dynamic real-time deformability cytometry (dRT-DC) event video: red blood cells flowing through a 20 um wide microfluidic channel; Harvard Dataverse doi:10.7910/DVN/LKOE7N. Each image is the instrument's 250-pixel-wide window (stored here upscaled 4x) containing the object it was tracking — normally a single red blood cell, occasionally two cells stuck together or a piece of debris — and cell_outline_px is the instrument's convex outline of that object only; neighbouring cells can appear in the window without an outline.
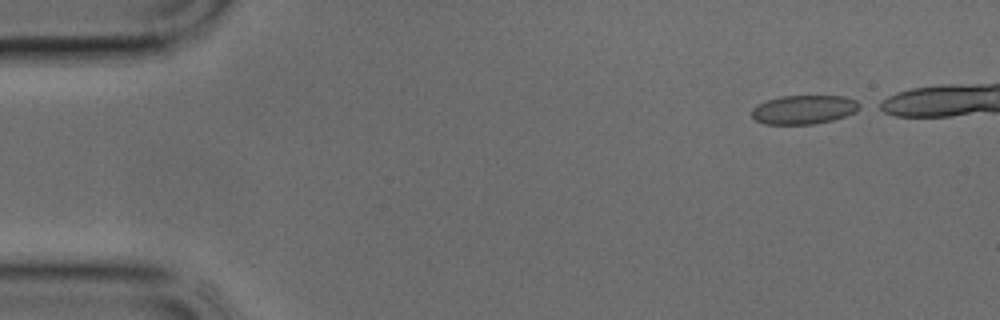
{"species": "common noctule bat (a hibernating species)", "species_latin": "Nyctalus noctula", "temperature_condition": "cold", "stored_images_in_passage": 19, "camera_frame_rate_fps": 3000, "um_per_image_px": 0.085, "animal": {"sex": "male", "body_mass_g": 17.9, "forearm_length_mm": 54.2}, "frame": {"image": 1, "passage_image": 1, "time_ms": 0.0, "image_size_px": [1000, 320], "cell_outline_px": [[864, 108], [856, 112], [832, 120], [812, 124], [764, 124], [756, 120], [752, 116], [752, 108], [768, 100], [780, 96], [844, 96], [856, 100], [864, 104]], "centroid_in_image_um": [68.41, 9.31], "position_along_channel_um": 16.6, "area_um2": 18.26}}
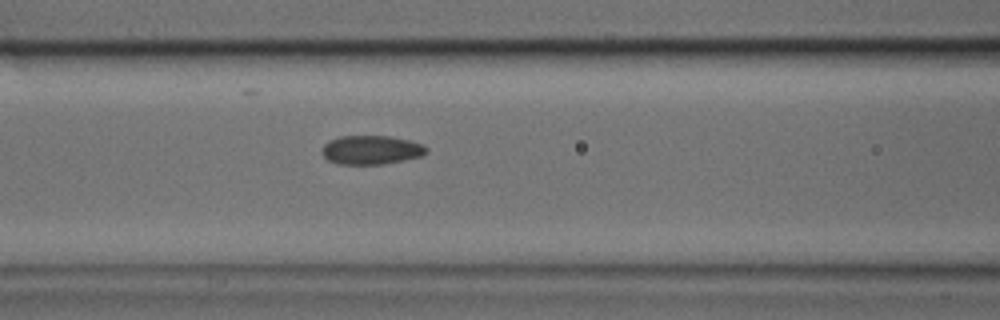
{"frame": {"image": 2, "passage_image": 13, "time_ms": 4.0, "image_size_px": [1000, 320], "cell_outline_px": [[428, 152], [420, 156], [404, 160], [384, 164], [336, 164], [328, 160], [320, 152], [324, 144], [328, 140], [340, 136], [388, 136], [408, 140], [424, 144], [428, 148]], "centroid_in_image_um": [31.53, 12.74], "position_along_channel_um": 135.1, "area_um2": 17.74}}